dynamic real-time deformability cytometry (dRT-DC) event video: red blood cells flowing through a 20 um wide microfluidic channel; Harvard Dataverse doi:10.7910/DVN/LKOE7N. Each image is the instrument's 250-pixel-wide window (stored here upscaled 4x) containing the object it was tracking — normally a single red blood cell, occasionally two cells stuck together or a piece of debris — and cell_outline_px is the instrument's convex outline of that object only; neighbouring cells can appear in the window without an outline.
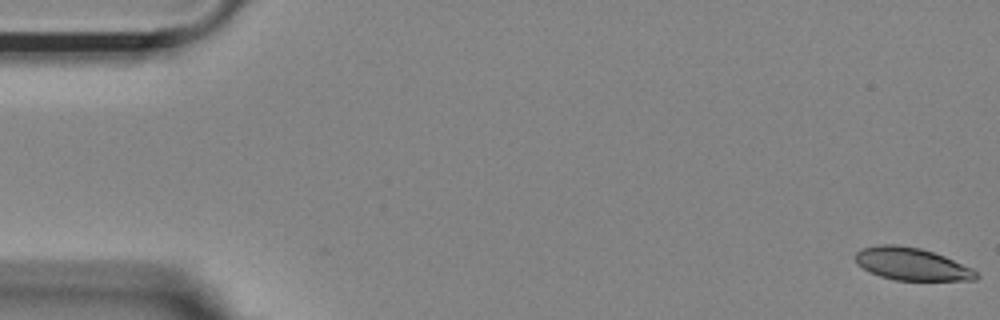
{"species": "Egyptian fruit bat (a non-hibernating species)", "species_latin": "Rousettus aegyptiacus", "temperature_condition": "room temperature", "stored_images_in_passage": 10, "camera_frame_rate_fps": 3000, "um_per_image_px": 0.085, "animal": {"sex": "female"}, "frame": {"image": 1, "passage_image": 1, "time_ms": 0.0, "image_size_px": [1000, 320], "cell_outline_px": [[980, 276], [976, 280], [896, 280], [880, 276], [856, 264], [856, 252], [860, 248], [880, 244], [896, 244], [920, 248], [944, 256], [972, 268]], "centroid_in_image_um": [77.49, 22.43], "position_along_channel_um": 7.5, "area_um2": 22.77}}